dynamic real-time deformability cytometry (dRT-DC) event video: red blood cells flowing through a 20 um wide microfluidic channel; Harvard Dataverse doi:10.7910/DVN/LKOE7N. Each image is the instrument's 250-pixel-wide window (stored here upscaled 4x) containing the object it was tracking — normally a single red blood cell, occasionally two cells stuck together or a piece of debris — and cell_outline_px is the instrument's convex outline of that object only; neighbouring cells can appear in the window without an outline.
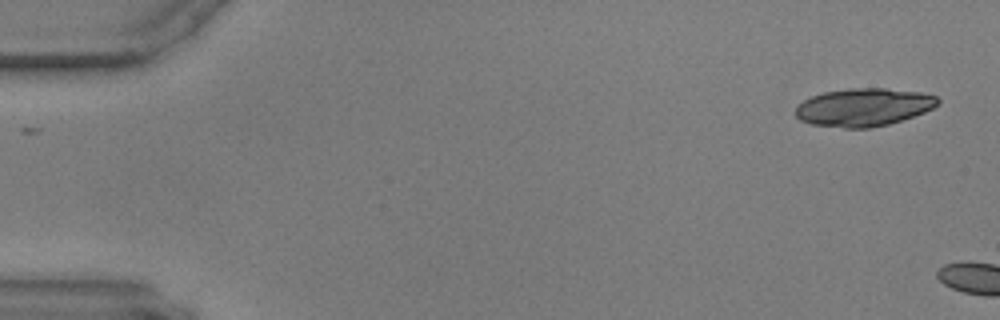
{"species": "common noctule bat (a hibernating species)", "species_latin": "Nyctalus noctula", "temperature_condition": "warm", "stored_images_in_passage": 4, "camera_frame_rate_fps": 3000, "um_per_image_px": 0.085, "animal": {"sex": "male", "body_mass_g": 17.9, "forearm_length_mm": 54.2}, "frame": {"image": 1, "passage_image": 1, "time_ms": 0.0, "image_size_px": [1000, 320], "cell_outline_px": [[940, 104], [924, 112], [888, 124], [868, 128], [844, 128], [812, 124], [800, 120], [796, 116], [796, 108], [804, 100], [812, 96], [824, 92], [848, 88], [884, 88], [920, 92], [936, 96], [940, 100]], "centroid_in_image_um": [73.42, 9.11], "position_along_channel_um": 11.6, "area_um2": 31.27}}